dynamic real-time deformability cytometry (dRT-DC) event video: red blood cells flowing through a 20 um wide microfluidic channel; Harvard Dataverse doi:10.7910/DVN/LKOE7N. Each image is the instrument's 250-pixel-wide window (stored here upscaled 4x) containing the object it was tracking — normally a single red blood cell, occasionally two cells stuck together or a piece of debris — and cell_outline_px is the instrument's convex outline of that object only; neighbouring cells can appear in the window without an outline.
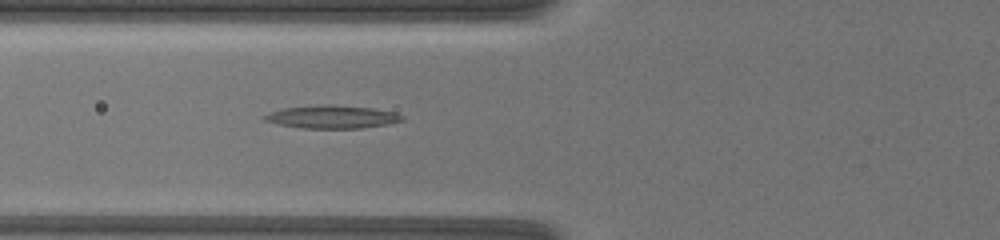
{"species": "common noctule bat (a hibernating species)", "species_latin": "Nyctalus noctula", "temperature_condition": "warm", "stored_images_in_passage": 38, "camera_frame_rate_fps": 3000, "um_per_image_px": 0.085, "animal": {"sex": "female", "body_mass_g": 19.5, "forearm_length_mm": 54.1}, "frame": {"image": 1, "passage_image": 9, "time_ms": 2.667, "image_size_px": [1000, 240], "cell_outline_px": [[404, 120], [388, 124], [360, 128], [300, 128], [280, 124], [264, 120], [264, 116], [272, 112], [284, 108], [324, 104], [332, 104], [372, 108], [392, 112], [404, 116]], "centroid_in_image_um": [28.26, 9.93], "position_along_channel_um": 97.5, "area_um2": 18.21}}
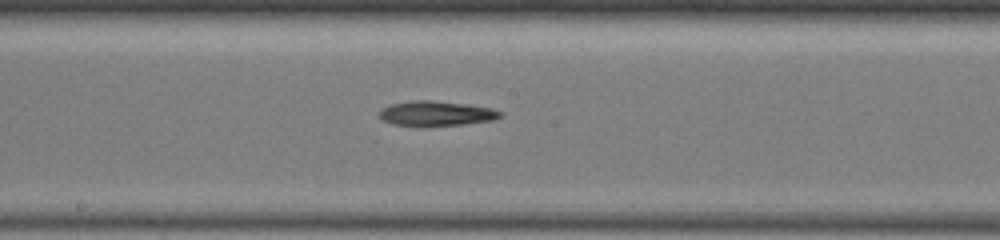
{"frame": {"image": 2, "passage_image": 17, "time_ms": 5.333, "image_size_px": [1000, 240], "cell_outline_px": [[504, 112], [500, 116], [492, 120], [460, 124], [420, 128], [416, 128], [392, 124], [384, 120], [380, 116], [380, 112], [384, 108], [392, 104], [408, 100], [432, 100], [468, 104], [492, 108]], "centroid_in_image_um": [37.06, 9.66], "position_along_channel_um": 211.1, "area_um2": 17.86}}
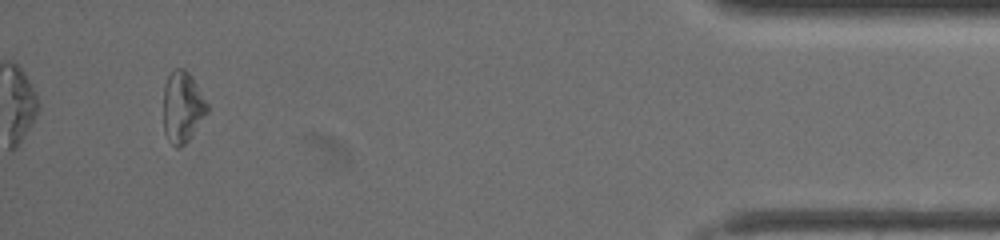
{"frame": {"image": 3, "passage_image": 36, "time_ms": 11.667, "image_size_px": [1000, 240], "cell_outline_px": [[208, 112], [188, 140], [180, 148], [176, 148], [168, 140], [164, 132], [164, 84], [172, 68], [184, 68], [188, 72], [208, 104]], "centroid_in_image_um": [15.49, 9.1], "position_along_channel_um": 419.7, "area_um2": 18.03}}